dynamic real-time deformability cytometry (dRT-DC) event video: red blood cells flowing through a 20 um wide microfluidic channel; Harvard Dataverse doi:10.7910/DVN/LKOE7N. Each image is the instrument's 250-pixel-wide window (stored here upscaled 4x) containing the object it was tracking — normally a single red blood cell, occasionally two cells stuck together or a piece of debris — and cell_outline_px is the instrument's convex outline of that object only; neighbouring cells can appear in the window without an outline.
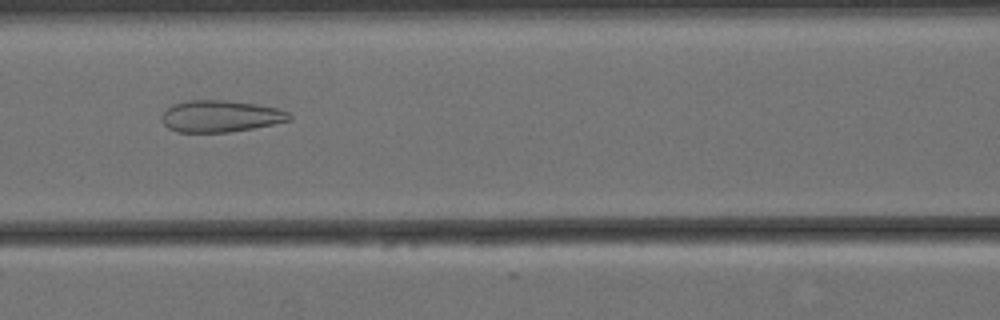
{"species": "Egyptian fruit bat (a non-hibernating species)", "species_latin": "Rousettus aegyptiacus", "temperature_condition": "cold", "stored_images_in_passage": 52, "camera_frame_rate_fps": 3000, "um_per_image_px": 0.085, "animal": {"sex": "female"}, "frame": {"image": 1, "passage_image": 24, "time_ms": 7.667, "image_size_px": [1000, 320], "cell_outline_px": [[292, 120], [252, 128], [228, 132], [176, 132], [168, 128], [160, 120], [160, 116], [172, 104], [188, 100], [224, 100], [256, 104], [276, 108], [288, 112], [292, 116]], "centroid_in_image_um": [18.71, 9.88], "position_along_channel_um": 147.9, "area_um2": 23.58}}
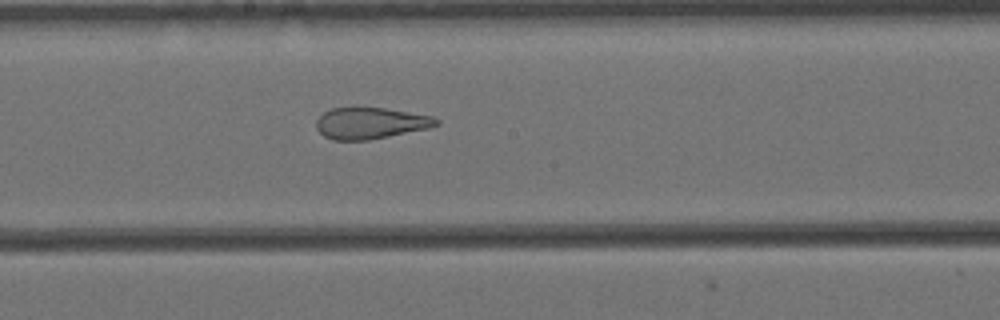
{"frame": {"image": 2, "passage_image": 30, "time_ms": 9.667, "image_size_px": [1000, 320], "cell_outline_px": [[440, 124], [428, 128], [368, 140], [332, 140], [324, 136], [316, 128], [316, 120], [324, 112], [332, 108], [352, 104], [356, 104], [384, 108], [432, 116], [440, 120]], "centroid_in_image_um": [31.44, 10.42], "position_along_channel_um": 216.8, "area_um2": 22.54}}
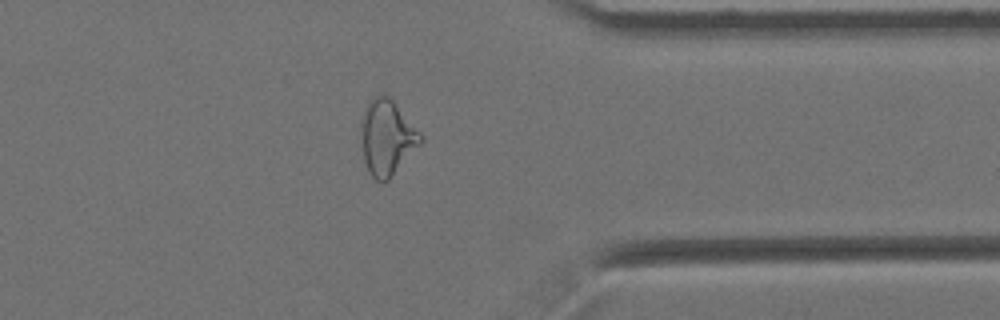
{"frame": {"image": 3, "passage_image": 45, "time_ms": 14.667, "image_size_px": [1000, 320], "cell_outline_px": [[424, 140], [388, 180], [376, 180], [368, 172], [364, 160], [360, 132], [360, 120], [364, 108], [368, 100], [384, 92], [392, 100], [424, 136]], "centroid_in_image_um": [32.87, 11.65], "position_along_channel_um": 378.5, "area_um2": 26.18}}